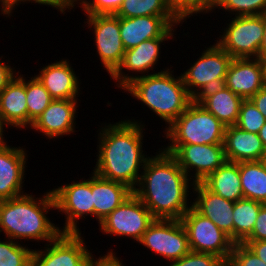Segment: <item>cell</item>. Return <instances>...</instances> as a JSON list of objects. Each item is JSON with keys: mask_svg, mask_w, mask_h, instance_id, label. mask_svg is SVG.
Masks as SVG:
<instances>
[{"mask_svg": "<svg viewBox=\"0 0 266 266\" xmlns=\"http://www.w3.org/2000/svg\"><path fill=\"white\" fill-rule=\"evenodd\" d=\"M137 243L169 263L190 252L188 235L181 220L155 219Z\"/></svg>", "mask_w": 266, "mask_h": 266, "instance_id": "cell-12", "label": "cell"}, {"mask_svg": "<svg viewBox=\"0 0 266 266\" xmlns=\"http://www.w3.org/2000/svg\"><path fill=\"white\" fill-rule=\"evenodd\" d=\"M27 152L22 146L0 148V201L26 194L22 187L26 179Z\"/></svg>", "mask_w": 266, "mask_h": 266, "instance_id": "cell-20", "label": "cell"}, {"mask_svg": "<svg viewBox=\"0 0 266 266\" xmlns=\"http://www.w3.org/2000/svg\"><path fill=\"white\" fill-rule=\"evenodd\" d=\"M23 243L9 238L0 239V266H30L34 249Z\"/></svg>", "mask_w": 266, "mask_h": 266, "instance_id": "cell-31", "label": "cell"}, {"mask_svg": "<svg viewBox=\"0 0 266 266\" xmlns=\"http://www.w3.org/2000/svg\"><path fill=\"white\" fill-rule=\"evenodd\" d=\"M260 240H266V204L261 206L252 233L244 241Z\"/></svg>", "mask_w": 266, "mask_h": 266, "instance_id": "cell-38", "label": "cell"}, {"mask_svg": "<svg viewBox=\"0 0 266 266\" xmlns=\"http://www.w3.org/2000/svg\"><path fill=\"white\" fill-rule=\"evenodd\" d=\"M263 61H264V64H265V71H266V58Z\"/></svg>", "mask_w": 266, "mask_h": 266, "instance_id": "cell-50", "label": "cell"}, {"mask_svg": "<svg viewBox=\"0 0 266 266\" xmlns=\"http://www.w3.org/2000/svg\"><path fill=\"white\" fill-rule=\"evenodd\" d=\"M218 0H188V19L197 14H209L215 11Z\"/></svg>", "mask_w": 266, "mask_h": 266, "instance_id": "cell-37", "label": "cell"}, {"mask_svg": "<svg viewBox=\"0 0 266 266\" xmlns=\"http://www.w3.org/2000/svg\"><path fill=\"white\" fill-rule=\"evenodd\" d=\"M202 183L215 194L226 200L236 202L244 198L239 165L236 162L225 161Z\"/></svg>", "mask_w": 266, "mask_h": 266, "instance_id": "cell-26", "label": "cell"}, {"mask_svg": "<svg viewBox=\"0 0 266 266\" xmlns=\"http://www.w3.org/2000/svg\"><path fill=\"white\" fill-rule=\"evenodd\" d=\"M250 100L266 118V85L261 88Z\"/></svg>", "mask_w": 266, "mask_h": 266, "instance_id": "cell-45", "label": "cell"}, {"mask_svg": "<svg viewBox=\"0 0 266 266\" xmlns=\"http://www.w3.org/2000/svg\"><path fill=\"white\" fill-rule=\"evenodd\" d=\"M31 0H0V14L3 16H5L6 18L7 17H11L13 16V10H15V8L17 9V7L19 5H21L22 3L23 4H27V3H30Z\"/></svg>", "mask_w": 266, "mask_h": 266, "instance_id": "cell-43", "label": "cell"}, {"mask_svg": "<svg viewBox=\"0 0 266 266\" xmlns=\"http://www.w3.org/2000/svg\"><path fill=\"white\" fill-rule=\"evenodd\" d=\"M224 85L243 100L251 99L266 85L264 61L260 58H233Z\"/></svg>", "mask_w": 266, "mask_h": 266, "instance_id": "cell-17", "label": "cell"}, {"mask_svg": "<svg viewBox=\"0 0 266 266\" xmlns=\"http://www.w3.org/2000/svg\"><path fill=\"white\" fill-rule=\"evenodd\" d=\"M178 18L185 22L188 18V0H167Z\"/></svg>", "mask_w": 266, "mask_h": 266, "instance_id": "cell-42", "label": "cell"}, {"mask_svg": "<svg viewBox=\"0 0 266 266\" xmlns=\"http://www.w3.org/2000/svg\"><path fill=\"white\" fill-rule=\"evenodd\" d=\"M182 24L178 16L120 17L121 40L125 50H128L145 40L175 37L177 26Z\"/></svg>", "mask_w": 266, "mask_h": 266, "instance_id": "cell-16", "label": "cell"}, {"mask_svg": "<svg viewBox=\"0 0 266 266\" xmlns=\"http://www.w3.org/2000/svg\"><path fill=\"white\" fill-rule=\"evenodd\" d=\"M262 205L261 202L246 198L234 202V243H242L252 233Z\"/></svg>", "mask_w": 266, "mask_h": 266, "instance_id": "cell-28", "label": "cell"}, {"mask_svg": "<svg viewBox=\"0 0 266 266\" xmlns=\"http://www.w3.org/2000/svg\"><path fill=\"white\" fill-rule=\"evenodd\" d=\"M195 100L225 126L236 124L243 101L225 85L208 89Z\"/></svg>", "mask_w": 266, "mask_h": 266, "instance_id": "cell-25", "label": "cell"}, {"mask_svg": "<svg viewBox=\"0 0 266 266\" xmlns=\"http://www.w3.org/2000/svg\"><path fill=\"white\" fill-rule=\"evenodd\" d=\"M232 60L217 43L205 46L198 59L180 74L188 93L196 99L204 91L224 85Z\"/></svg>", "mask_w": 266, "mask_h": 266, "instance_id": "cell-6", "label": "cell"}, {"mask_svg": "<svg viewBox=\"0 0 266 266\" xmlns=\"http://www.w3.org/2000/svg\"><path fill=\"white\" fill-rule=\"evenodd\" d=\"M117 17L177 16L167 0H124Z\"/></svg>", "mask_w": 266, "mask_h": 266, "instance_id": "cell-29", "label": "cell"}, {"mask_svg": "<svg viewBox=\"0 0 266 266\" xmlns=\"http://www.w3.org/2000/svg\"><path fill=\"white\" fill-rule=\"evenodd\" d=\"M244 198L266 204V166L262 161L238 162Z\"/></svg>", "mask_w": 266, "mask_h": 266, "instance_id": "cell-27", "label": "cell"}, {"mask_svg": "<svg viewBox=\"0 0 266 266\" xmlns=\"http://www.w3.org/2000/svg\"><path fill=\"white\" fill-rule=\"evenodd\" d=\"M223 146L226 161L236 163L260 161L265 151L258 134L244 131L236 125L226 126Z\"/></svg>", "mask_w": 266, "mask_h": 266, "instance_id": "cell-23", "label": "cell"}, {"mask_svg": "<svg viewBox=\"0 0 266 266\" xmlns=\"http://www.w3.org/2000/svg\"><path fill=\"white\" fill-rule=\"evenodd\" d=\"M132 193L133 190L127 185L106 180L92 171L94 218L98 223L121 205Z\"/></svg>", "mask_w": 266, "mask_h": 266, "instance_id": "cell-24", "label": "cell"}, {"mask_svg": "<svg viewBox=\"0 0 266 266\" xmlns=\"http://www.w3.org/2000/svg\"><path fill=\"white\" fill-rule=\"evenodd\" d=\"M164 146L163 150L177 160L179 166L194 183L205 180L226 161L223 144Z\"/></svg>", "mask_w": 266, "mask_h": 266, "instance_id": "cell-11", "label": "cell"}, {"mask_svg": "<svg viewBox=\"0 0 266 266\" xmlns=\"http://www.w3.org/2000/svg\"><path fill=\"white\" fill-rule=\"evenodd\" d=\"M69 59H61L43 65L34 76L54 100H79L81 80L76 75Z\"/></svg>", "mask_w": 266, "mask_h": 266, "instance_id": "cell-19", "label": "cell"}, {"mask_svg": "<svg viewBox=\"0 0 266 266\" xmlns=\"http://www.w3.org/2000/svg\"><path fill=\"white\" fill-rule=\"evenodd\" d=\"M261 161L266 166V148H265V151H264V154H263Z\"/></svg>", "mask_w": 266, "mask_h": 266, "instance_id": "cell-49", "label": "cell"}, {"mask_svg": "<svg viewBox=\"0 0 266 266\" xmlns=\"http://www.w3.org/2000/svg\"><path fill=\"white\" fill-rule=\"evenodd\" d=\"M142 122L128 118L101 124L97 130V159L92 170L95 174L123 183L132 190L136 188L145 162L150 157L143 150L145 123Z\"/></svg>", "mask_w": 266, "mask_h": 266, "instance_id": "cell-1", "label": "cell"}, {"mask_svg": "<svg viewBox=\"0 0 266 266\" xmlns=\"http://www.w3.org/2000/svg\"><path fill=\"white\" fill-rule=\"evenodd\" d=\"M154 220L150 210L132 193L98 224V230L107 236H125L138 242Z\"/></svg>", "mask_w": 266, "mask_h": 266, "instance_id": "cell-10", "label": "cell"}, {"mask_svg": "<svg viewBox=\"0 0 266 266\" xmlns=\"http://www.w3.org/2000/svg\"><path fill=\"white\" fill-rule=\"evenodd\" d=\"M34 196L26 193L0 201V233L3 232L5 238L39 244L40 241L49 243L62 233L59 224H54L48 217L50 210H56L51 189L42 197Z\"/></svg>", "mask_w": 266, "mask_h": 266, "instance_id": "cell-3", "label": "cell"}, {"mask_svg": "<svg viewBox=\"0 0 266 266\" xmlns=\"http://www.w3.org/2000/svg\"><path fill=\"white\" fill-rule=\"evenodd\" d=\"M167 266H227V263L213 254L190 251L179 260L170 262Z\"/></svg>", "mask_w": 266, "mask_h": 266, "instance_id": "cell-35", "label": "cell"}, {"mask_svg": "<svg viewBox=\"0 0 266 266\" xmlns=\"http://www.w3.org/2000/svg\"><path fill=\"white\" fill-rule=\"evenodd\" d=\"M89 178H81L71 184H63L53 188L56 210L65 215V223L60 227L62 232H81L79 220L87 219V216L94 217V203L92 194V172Z\"/></svg>", "mask_w": 266, "mask_h": 266, "instance_id": "cell-8", "label": "cell"}, {"mask_svg": "<svg viewBox=\"0 0 266 266\" xmlns=\"http://www.w3.org/2000/svg\"><path fill=\"white\" fill-rule=\"evenodd\" d=\"M117 256V252L109 249L106 254H101L98 258L94 256L87 266H125L126 263L123 264V260Z\"/></svg>", "mask_w": 266, "mask_h": 266, "instance_id": "cell-39", "label": "cell"}, {"mask_svg": "<svg viewBox=\"0 0 266 266\" xmlns=\"http://www.w3.org/2000/svg\"><path fill=\"white\" fill-rule=\"evenodd\" d=\"M3 56H0V92L16 77L18 71L16 72L15 67L8 64L10 61L8 59L7 63L2 61Z\"/></svg>", "mask_w": 266, "mask_h": 266, "instance_id": "cell-41", "label": "cell"}, {"mask_svg": "<svg viewBox=\"0 0 266 266\" xmlns=\"http://www.w3.org/2000/svg\"><path fill=\"white\" fill-rule=\"evenodd\" d=\"M169 39L173 41L176 37H160L145 40L136 47L126 50L121 65L110 76V79L115 81L116 88L118 87L123 90L134 79L157 73L153 69L157 68L155 66L161 57V44H165V41L167 42ZM151 70L152 72H150ZM134 73L135 75H133Z\"/></svg>", "mask_w": 266, "mask_h": 266, "instance_id": "cell-15", "label": "cell"}, {"mask_svg": "<svg viewBox=\"0 0 266 266\" xmlns=\"http://www.w3.org/2000/svg\"><path fill=\"white\" fill-rule=\"evenodd\" d=\"M192 207L209 218L234 242L233 208L234 202L210 191L202 182L194 183Z\"/></svg>", "mask_w": 266, "mask_h": 266, "instance_id": "cell-21", "label": "cell"}, {"mask_svg": "<svg viewBox=\"0 0 266 266\" xmlns=\"http://www.w3.org/2000/svg\"><path fill=\"white\" fill-rule=\"evenodd\" d=\"M0 116L8 128L27 129L25 76L20 71L0 92Z\"/></svg>", "mask_w": 266, "mask_h": 266, "instance_id": "cell-22", "label": "cell"}, {"mask_svg": "<svg viewBox=\"0 0 266 266\" xmlns=\"http://www.w3.org/2000/svg\"><path fill=\"white\" fill-rule=\"evenodd\" d=\"M160 69L157 73L134 79L123 91L141 101L169 127L195 100L183 84L181 75L174 76V70Z\"/></svg>", "mask_w": 266, "mask_h": 266, "instance_id": "cell-4", "label": "cell"}, {"mask_svg": "<svg viewBox=\"0 0 266 266\" xmlns=\"http://www.w3.org/2000/svg\"><path fill=\"white\" fill-rule=\"evenodd\" d=\"M215 40L233 58H259L264 34V14L232 16Z\"/></svg>", "mask_w": 266, "mask_h": 266, "instance_id": "cell-7", "label": "cell"}, {"mask_svg": "<svg viewBox=\"0 0 266 266\" xmlns=\"http://www.w3.org/2000/svg\"><path fill=\"white\" fill-rule=\"evenodd\" d=\"M216 9L236 16L263 15L266 11V0H218Z\"/></svg>", "mask_w": 266, "mask_h": 266, "instance_id": "cell-32", "label": "cell"}, {"mask_svg": "<svg viewBox=\"0 0 266 266\" xmlns=\"http://www.w3.org/2000/svg\"><path fill=\"white\" fill-rule=\"evenodd\" d=\"M227 266H266L244 243H235Z\"/></svg>", "mask_w": 266, "mask_h": 266, "instance_id": "cell-36", "label": "cell"}, {"mask_svg": "<svg viewBox=\"0 0 266 266\" xmlns=\"http://www.w3.org/2000/svg\"><path fill=\"white\" fill-rule=\"evenodd\" d=\"M84 24L93 31L96 55L111 76L121 65L125 48L120 35V17L116 15H86Z\"/></svg>", "mask_w": 266, "mask_h": 266, "instance_id": "cell-14", "label": "cell"}, {"mask_svg": "<svg viewBox=\"0 0 266 266\" xmlns=\"http://www.w3.org/2000/svg\"><path fill=\"white\" fill-rule=\"evenodd\" d=\"M242 243L266 263V240L243 241Z\"/></svg>", "mask_w": 266, "mask_h": 266, "instance_id": "cell-44", "label": "cell"}, {"mask_svg": "<svg viewBox=\"0 0 266 266\" xmlns=\"http://www.w3.org/2000/svg\"><path fill=\"white\" fill-rule=\"evenodd\" d=\"M78 101L81 100H53L30 129L42 133L49 140L74 134Z\"/></svg>", "mask_w": 266, "mask_h": 266, "instance_id": "cell-18", "label": "cell"}, {"mask_svg": "<svg viewBox=\"0 0 266 266\" xmlns=\"http://www.w3.org/2000/svg\"><path fill=\"white\" fill-rule=\"evenodd\" d=\"M265 123V116L262 115L250 99L241 102L238 120L235 124L237 127L244 131L258 134Z\"/></svg>", "mask_w": 266, "mask_h": 266, "instance_id": "cell-33", "label": "cell"}, {"mask_svg": "<svg viewBox=\"0 0 266 266\" xmlns=\"http://www.w3.org/2000/svg\"><path fill=\"white\" fill-rule=\"evenodd\" d=\"M124 0H81L84 15H116ZM86 13V14H85Z\"/></svg>", "mask_w": 266, "mask_h": 266, "instance_id": "cell-34", "label": "cell"}, {"mask_svg": "<svg viewBox=\"0 0 266 266\" xmlns=\"http://www.w3.org/2000/svg\"><path fill=\"white\" fill-rule=\"evenodd\" d=\"M81 232H62L45 243L44 249H34L30 266H87L94 257Z\"/></svg>", "mask_w": 266, "mask_h": 266, "instance_id": "cell-13", "label": "cell"}, {"mask_svg": "<svg viewBox=\"0 0 266 266\" xmlns=\"http://www.w3.org/2000/svg\"><path fill=\"white\" fill-rule=\"evenodd\" d=\"M158 150L146 160L133 193L155 219L181 220L192 206L189 195L194 182L171 154Z\"/></svg>", "mask_w": 266, "mask_h": 266, "instance_id": "cell-2", "label": "cell"}, {"mask_svg": "<svg viewBox=\"0 0 266 266\" xmlns=\"http://www.w3.org/2000/svg\"><path fill=\"white\" fill-rule=\"evenodd\" d=\"M27 78L30 79L25 77L27 129L29 130L32 123L39 118L54 99L35 76Z\"/></svg>", "mask_w": 266, "mask_h": 266, "instance_id": "cell-30", "label": "cell"}, {"mask_svg": "<svg viewBox=\"0 0 266 266\" xmlns=\"http://www.w3.org/2000/svg\"><path fill=\"white\" fill-rule=\"evenodd\" d=\"M80 1L81 0H31V3H38V5L40 4V6H50L60 12V14L65 15L68 10H73L76 4L80 5Z\"/></svg>", "mask_w": 266, "mask_h": 266, "instance_id": "cell-40", "label": "cell"}, {"mask_svg": "<svg viewBox=\"0 0 266 266\" xmlns=\"http://www.w3.org/2000/svg\"><path fill=\"white\" fill-rule=\"evenodd\" d=\"M259 58L261 60L266 58V13H264V34L261 46L259 48Z\"/></svg>", "mask_w": 266, "mask_h": 266, "instance_id": "cell-46", "label": "cell"}, {"mask_svg": "<svg viewBox=\"0 0 266 266\" xmlns=\"http://www.w3.org/2000/svg\"><path fill=\"white\" fill-rule=\"evenodd\" d=\"M226 126L196 100L163 132L168 145L223 144Z\"/></svg>", "mask_w": 266, "mask_h": 266, "instance_id": "cell-5", "label": "cell"}, {"mask_svg": "<svg viewBox=\"0 0 266 266\" xmlns=\"http://www.w3.org/2000/svg\"><path fill=\"white\" fill-rule=\"evenodd\" d=\"M4 127H7L6 124L2 121V118L0 116V148L6 146L8 143L6 141V138L4 137V129H7V128H4ZM5 138V139H4Z\"/></svg>", "mask_w": 266, "mask_h": 266, "instance_id": "cell-47", "label": "cell"}, {"mask_svg": "<svg viewBox=\"0 0 266 266\" xmlns=\"http://www.w3.org/2000/svg\"><path fill=\"white\" fill-rule=\"evenodd\" d=\"M190 251L208 253L228 263L234 242L209 218L198 213L192 206L182 216Z\"/></svg>", "mask_w": 266, "mask_h": 266, "instance_id": "cell-9", "label": "cell"}, {"mask_svg": "<svg viewBox=\"0 0 266 266\" xmlns=\"http://www.w3.org/2000/svg\"><path fill=\"white\" fill-rule=\"evenodd\" d=\"M258 135H259V138L262 140V143H263L264 147L266 148V123L260 129Z\"/></svg>", "mask_w": 266, "mask_h": 266, "instance_id": "cell-48", "label": "cell"}]
</instances>
